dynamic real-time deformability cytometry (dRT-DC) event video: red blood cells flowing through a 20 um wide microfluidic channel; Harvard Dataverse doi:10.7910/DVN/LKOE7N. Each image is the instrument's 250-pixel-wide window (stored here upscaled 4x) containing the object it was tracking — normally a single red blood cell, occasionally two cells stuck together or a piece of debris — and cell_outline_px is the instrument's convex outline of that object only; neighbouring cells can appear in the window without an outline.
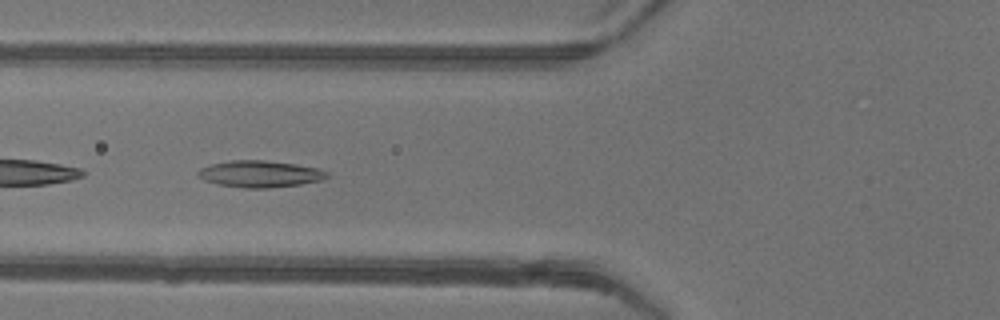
{"species": "common noctule bat (a hibernating species)", "species_latin": "Nyctalus noctula", "temperature_condition": "warm", "stored_images_in_passage": 31, "camera_frame_rate_fps": 3000, "um_per_image_px": 0.085, "animal": {"sex": "female"}, "frame": {"image": 1, "passage_image": 3, "time_ms": 0.667, "image_size_px": [1000, 320], "cell_outline_px": [[328, 176], [320, 180], [300, 184], [268, 188], [244, 188], [220, 184], [204, 180], [196, 176], [196, 172], [200, 168], [212, 164], [232, 160], [264, 160], [296, 164], [316, 168], [328, 172]], "centroid_in_image_um": [22.06, 14.78], "position_along_channel_um": 103.7, "area_um2": 19.88}}
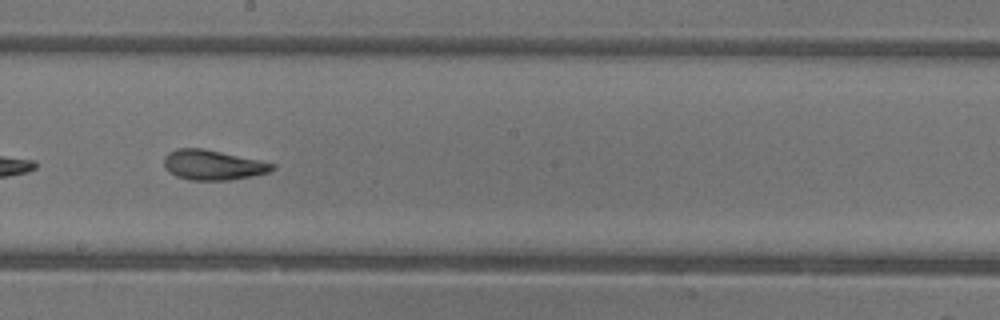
{"frame": {"image": 2, "passage_image": 12, "time_ms": 3.667, "image_size_px": [1000, 320], "cell_outline_px": [[276, 168], [268, 172], [252, 176], [228, 180], [188, 180], [176, 176], [168, 172], [164, 168], [164, 156], [168, 152], [176, 148], [204, 148], [260, 160], [276, 164]], "centroid_in_image_um": [18.07, 14.02], "position_along_channel_um": 230.1, "area_um2": 19.13}}
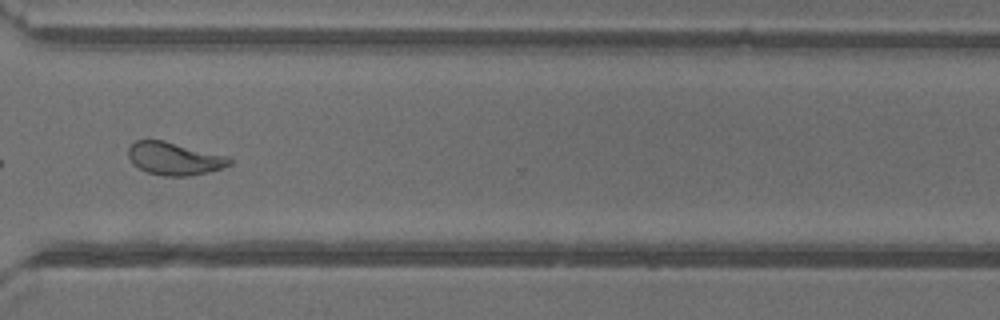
{"frame": {"image": 3, "passage_image": 21, "time_ms": 6.667, "image_size_px": [1000, 320], "cell_outline_px": [[232, 164], [208, 172], [188, 176], [164, 176], [148, 172], [132, 164], [128, 156], [128, 148], [136, 140], [164, 140], [232, 156]], "centroid_in_image_um": [14.86, 13.47], "position_along_channel_um": 355.7, "area_um2": 19.59}}